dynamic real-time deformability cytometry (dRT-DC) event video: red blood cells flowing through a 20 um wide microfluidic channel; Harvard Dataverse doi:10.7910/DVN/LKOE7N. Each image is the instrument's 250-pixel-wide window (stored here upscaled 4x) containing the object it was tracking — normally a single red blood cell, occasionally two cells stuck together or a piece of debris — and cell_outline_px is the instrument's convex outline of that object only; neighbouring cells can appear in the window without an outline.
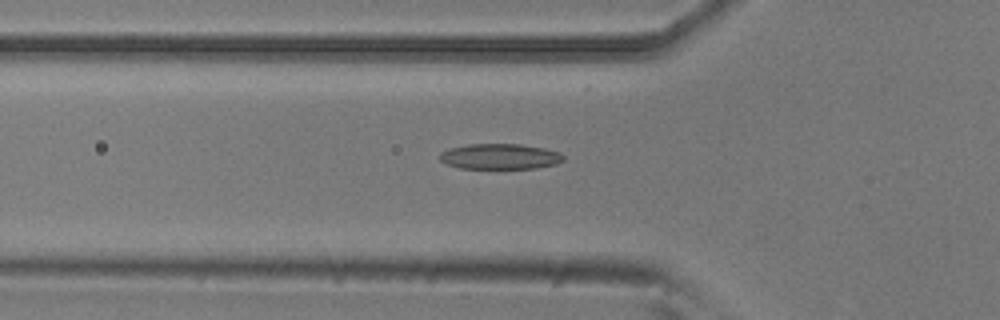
{"species": "common noctule bat (a hibernating species)", "species_latin": "Nyctalus noctula", "temperature_condition": "room temperature", "stored_images_in_passage": 37, "camera_frame_rate_fps": 3000, "um_per_image_px": 0.085, "animal": {"sex": "male", "body_mass_g": 20.5, "forearm_length_mm": 52.5}, "frame": {"image": 1, "passage_image": 2, "time_ms": 0.333, "image_size_px": [1000, 320], "cell_outline_px": [[564, 160], [556, 164], [536, 168], [460, 168], [448, 164], [440, 160], [440, 152], [448, 148], [468, 144], [520, 144], [544, 148], [560, 152], [564, 156]], "centroid_in_image_um": [42.51, 13.29], "position_along_channel_um": 83.3, "area_um2": 18.38}}
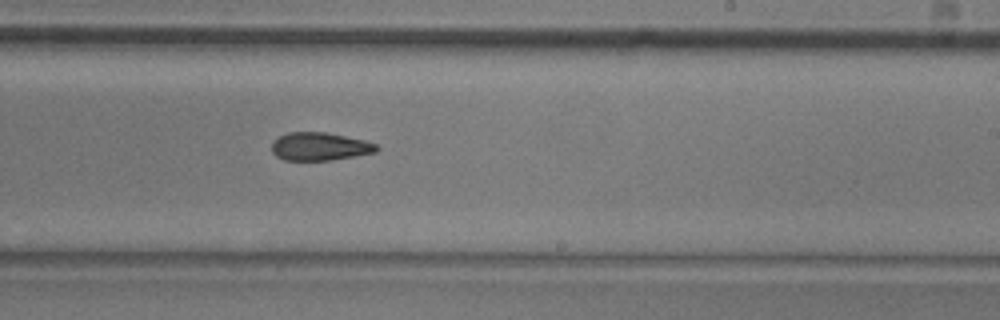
{"frame": {"image": 2, "passage_image": 16, "time_ms": 5.0, "image_size_px": [1000, 320], "cell_outline_px": [[380, 148], [376, 152], [332, 160], [284, 160], [276, 156], [272, 152], [272, 140], [288, 132], [324, 132], [364, 140], [376, 144]], "centroid_in_image_um": [27.16, 12.45], "position_along_channel_um": 261.8, "area_um2": 17.11}}
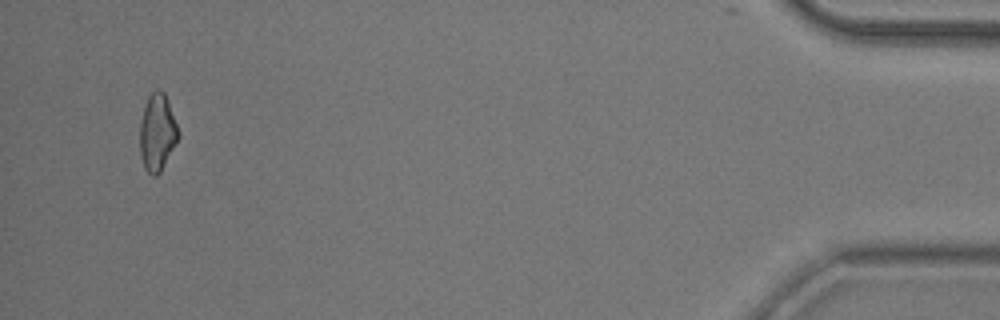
{"frame": {"image": 3, "passage_image": 35, "time_ms": 11.333, "image_size_px": [1000, 320], "cell_outline_px": [[180, 136], [160, 172], [156, 176], [152, 176], [144, 168], [140, 156], [140, 124], [144, 108], [148, 96], [156, 88], [160, 88], [164, 92], [180, 132]], "centroid_in_image_um": [13.37, 11.26], "position_along_channel_um": 421.8, "area_um2": 17.28}, "authors_computed_cell_mechanics": {"area_um2": 17.6868, "velocity_mm_per_s": 3.8047, "shape_relaxation_time_tau1_ms": 4.4462, "shape_relaxation_time_tau2_ms": 4.0364, "deformation_change_tau1": 0.1311, "deformation_change_tau2": 0.1236}}